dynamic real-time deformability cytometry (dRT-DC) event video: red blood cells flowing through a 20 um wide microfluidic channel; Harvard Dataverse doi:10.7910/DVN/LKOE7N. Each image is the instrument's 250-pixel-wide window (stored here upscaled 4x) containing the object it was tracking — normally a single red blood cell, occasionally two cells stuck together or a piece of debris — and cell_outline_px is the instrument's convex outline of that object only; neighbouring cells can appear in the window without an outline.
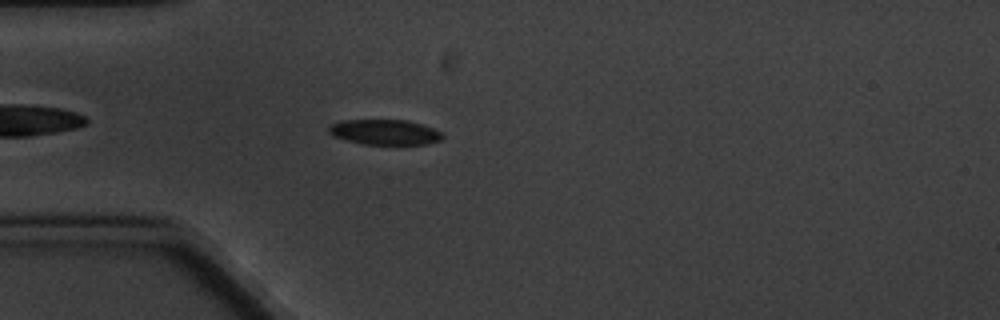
{"species": "common noctule bat (a hibernating species)", "species_latin": "Nyctalus noctula", "temperature_condition": "cold", "stored_images_in_passage": 3, "camera_frame_rate_fps": 3000, "um_per_image_px": 0.085, "animal": {"sex": "male", "body_mass_g": 20.1, "forearm_length_mm": 53.5}, "frame": {"image": 1, "passage_image": 2, "time_ms": 1.0, "image_size_px": [1000, 320], "cell_outline_px": [[444, 136], [440, 140], [428, 144], [364, 144], [332, 136], [328, 132], [328, 128], [332, 124], [340, 120], [408, 120], [444, 132]], "centroid_in_image_um": [32.72, 11.23], "position_along_channel_um": 52.3, "area_um2": 16.7}}